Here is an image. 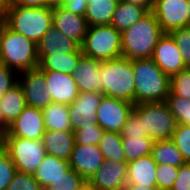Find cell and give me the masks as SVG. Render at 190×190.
Wrapping results in <instances>:
<instances>
[{
  "instance_id": "cell-1",
  "label": "cell",
  "mask_w": 190,
  "mask_h": 190,
  "mask_svg": "<svg viewBox=\"0 0 190 190\" xmlns=\"http://www.w3.org/2000/svg\"><path fill=\"white\" fill-rule=\"evenodd\" d=\"M135 79V104L165 102L170 94L171 77L151 58L131 60Z\"/></svg>"
},
{
  "instance_id": "cell-2",
  "label": "cell",
  "mask_w": 190,
  "mask_h": 190,
  "mask_svg": "<svg viewBox=\"0 0 190 190\" xmlns=\"http://www.w3.org/2000/svg\"><path fill=\"white\" fill-rule=\"evenodd\" d=\"M163 34L153 11H148L133 26L121 33L122 56L130 60L151 58Z\"/></svg>"
},
{
  "instance_id": "cell-3",
  "label": "cell",
  "mask_w": 190,
  "mask_h": 190,
  "mask_svg": "<svg viewBox=\"0 0 190 190\" xmlns=\"http://www.w3.org/2000/svg\"><path fill=\"white\" fill-rule=\"evenodd\" d=\"M0 63L18 73L38 68L37 44L7 25L0 27Z\"/></svg>"
},
{
  "instance_id": "cell-4",
  "label": "cell",
  "mask_w": 190,
  "mask_h": 190,
  "mask_svg": "<svg viewBox=\"0 0 190 190\" xmlns=\"http://www.w3.org/2000/svg\"><path fill=\"white\" fill-rule=\"evenodd\" d=\"M53 7L9 5L7 26L36 44L52 27Z\"/></svg>"
},
{
  "instance_id": "cell-5",
  "label": "cell",
  "mask_w": 190,
  "mask_h": 190,
  "mask_svg": "<svg viewBox=\"0 0 190 190\" xmlns=\"http://www.w3.org/2000/svg\"><path fill=\"white\" fill-rule=\"evenodd\" d=\"M104 96L129 101L135 104V79L132 62L118 57L101 62Z\"/></svg>"
},
{
  "instance_id": "cell-6",
  "label": "cell",
  "mask_w": 190,
  "mask_h": 190,
  "mask_svg": "<svg viewBox=\"0 0 190 190\" xmlns=\"http://www.w3.org/2000/svg\"><path fill=\"white\" fill-rule=\"evenodd\" d=\"M80 47L83 55L101 62L121 57V32L111 24L89 26Z\"/></svg>"
},
{
  "instance_id": "cell-7",
  "label": "cell",
  "mask_w": 190,
  "mask_h": 190,
  "mask_svg": "<svg viewBox=\"0 0 190 190\" xmlns=\"http://www.w3.org/2000/svg\"><path fill=\"white\" fill-rule=\"evenodd\" d=\"M132 112L142 122L144 131L154 142L172 137L177 122L166 102L135 104Z\"/></svg>"
},
{
  "instance_id": "cell-8",
  "label": "cell",
  "mask_w": 190,
  "mask_h": 190,
  "mask_svg": "<svg viewBox=\"0 0 190 190\" xmlns=\"http://www.w3.org/2000/svg\"><path fill=\"white\" fill-rule=\"evenodd\" d=\"M0 145L9 154L18 172L32 175L46 154L43 139L0 137Z\"/></svg>"
},
{
  "instance_id": "cell-9",
  "label": "cell",
  "mask_w": 190,
  "mask_h": 190,
  "mask_svg": "<svg viewBox=\"0 0 190 190\" xmlns=\"http://www.w3.org/2000/svg\"><path fill=\"white\" fill-rule=\"evenodd\" d=\"M134 105L129 101L103 96L97 108V124L104 131L120 133Z\"/></svg>"
},
{
  "instance_id": "cell-10",
  "label": "cell",
  "mask_w": 190,
  "mask_h": 190,
  "mask_svg": "<svg viewBox=\"0 0 190 190\" xmlns=\"http://www.w3.org/2000/svg\"><path fill=\"white\" fill-rule=\"evenodd\" d=\"M18 83L23 90L27 106L43 110L53 102L51 93L47 91L44 72L39 67L20 72Z\"/></svg>"
},
{
  "instance_id": "cell-11",
  "label": "cell",
  "mask_w": 190,
  "mask_h": 190,
  "mask_svg": "<svg viewBox=\"0 0 190 190\" xmlns=\"http://www.w3.org/2000/svg\"><path fill=\"white\" fill-rule=\"evenodd\" d=\"M45 122L42 109L27 106L0 137H20L29 140L43 139Z\"/></svg>"
},
{
  "instance_id": "cell-12",
  "label": "cell",
  "mask_w": 190,
  "mask_h": 190,
  "mask_svg": "<svg viewBox=\"0 0 190 190\" xmlns=\"http://www.w3.org/2000/svg\"><path fill=\"white\" fill-rule=\"evenodd\" d=\"M188 0H154L153 13L164 33L189 26Z\"/></svg>"
},
{
  "instance_id": "cell-13",
  "label": "cell",
  "mask_w": 190,
  "mask_h": 190,
  "mask_svg": "<svg viewBox=\"0 0 190 190\" xmlns=\"http://www.w3.org/2000/svg\"><path fill=\"white\" fill-rule=\"evenodd\" d=\"M103 96L99 92H82L68 105L73 132L97 124V108Z\"/></svg>"
},
{
  "instance_id": "cell-14",
  "label": "cell",
  "mask_w": 190,
  "mask_h": 190,
  "mask_svg": "<svg viewBox=\"0 0 190 190\" xmlns=\"http://www.w3.org/2000/svg\"><path fill=\"white\" fill-rule=\"evenodd\" d=\"M151 59L170 77L187 68L175 40L169 33H164L159 38Z\"/></svg>"
},
{
  "instance_id": "cell-15",
  "label": "cell",
  "mask_w": 190,
  "mask_h": 190,
  "mask_svg": "<svg viewBox=\"0 0 190 190\" xmlns=\"http://www.w3.org/2000/svg\"><path fill=\"white\" fill-rule=\"evenodd\" d=\"M100 68L101 61L83 54L80 56L72 74L79 93L99 92L104 95L103 75Z\"/></svg>"
},
{
  "instance_id": "cell-16",
  "label": "cell",
  "mask_w": 190,
  "mask_h": 190,
  "mask_svg": "<svg viewBox=\"0 0 190 190\" xmlns=\"http://www.w3.org/2000/svg\"><path fill=\"white\" fill-rule=\"evenodd\" d=\"M128 163L105 161L88 181L95 190H121L125 188Z\"/></svg>"
},
{
  "instance_id": "cell-17",
  "label": "cell",
  "mask_w": 190,
  "mask_h": 190,
  "mask_svg": "<svg viewBox=\"0 0 190 190\" xmlns=\"http://www.w3.org/2000/svg\"><path fill=\"white\" fill-rule=\"evenodd\" d=\"M105 162L98 145L74 144L69 159L71 169H74L86 181H89L100 166Z\"/></svg>"
},
{
  "instance_id": "cell-18",
  "label": "cell",
  "mask_w": 190,
  "mask_h": 190,
  "mask_svg": "<svg viewBox=\"0 0 190 190\" xmlns=\"http://www.w3.org/2000/svg\"><path fill=\"white\" fill-rule=\"evenodd\" d=\"M54 103L71 104L79 95L74 77L57 71H43Z\"/></svg>"
},
{
  "instance_id": "cell-19",
  "label": "cell",
  "mask_w": 190,
  "mask_h": 190,
  "mask_svg": "<svg viewBox=\"0 0 190 190\" xmlns=\"http://www.w3.org/2000/svg\"><path fill=\"white\" fill-rule=\"evenodd\" d=\"M52 26L76 41L80 46L89 27L84 16L68 12L60 6L53 7Z\"/></svg>"
},
{
  "instance_id": "cell-20",
  "label": "cell",
  "mask_w": 190,
  "mask_h": 190,
  "mask_svg": "<svg viewBox=\"0 0 190 190\" xmlns=\"http://www.w3.org/2000/svg\"><path fill=\"white\" fill-rule=\"evenodd\" d=\"M80 48L76 41L52 26L37 43L38 60L40 63L46 56L75 53Z\"/></svg>"
},
{
  "instance_id": "cell-21",
  "label": "cell",
  "mask_w": 190,
  "mask_h": 190,
  "mask_svg": "<svg viewBox=\"0 0 190 190\" xmlns=\"http://www.w3.org/2000/svg\"><path fill=\"white\" fill-rule=\"evenodd\" d=\"M157 163L150 154L128 162L126 184H140L147 187H157Z\"/></svg>"
},
{
  "instance_id": "cell-22",
  "label": "cell",
  "mask_w": 190,
  "mask_h": 190,
  "mask_svg": "<svg viewBox=\"0 0 190 190\" xmlns=\"http://www.w3.org/2000/svg\"><path fill=\"white\" fill-rule=\"evenodd\" d=\"M43 143L47 154L69 161L75 144L74 132L45 130Z\"/></svg>"
},
{
  "instance_id": "cell-23",
  "label": "cell",
  "mask_w": 190,
  "mask_h": 190,
  "mask_svg": "<svg viewBox=\"0 0 190 190\" xmlns=\"http://www.w3.org/2000/svg\"><path fill=\"white\" fill-rule=\"evenodd\" d=\"M70 169L69 161L46 153L33 176L42 189L45 190L52 182L63 177Z\"/></svg>"
},
{
  "instance_id": "cell-24",
  "label": "cell",
  "mask_w": 190,
  "mask_h": 190,
  "mask_svg": "<svg viewBox=\"0 0 190 190\" xmlns=\"http://www.w3.org/2000/svg\"><path fill=\"white\" fill-rule=\"evenodd\" d=\"M1 107L4 118V131L27 107L23 90L19 83L9 89L1 98Z\"/></svg>"
},
{
  "instance_id": "cell-25",
  "label": "cell",
  "mask_w": 190,
  "mask_h": 190,
  "mask_svg": "<svg viewBox=\"0 0 190 190\" xmlns=\"http://www.w3.org/2000/svg\"><path fill=\"white\" fill-rule=\"evenodd\" d=\"M148 12L146 8L120 0L113 13L111 25L121 33L133 26Z\"/></svg>"
},
{
  "instance_id": "cell-26",
  "label": "cell",
  "mask_w": 190,
  "mask_h": 190,
  "mask_svg": "<svg viewBox=\"0 0 190 190\" xmlns=\"http://www.w3.org/2000/svg\"><path fill=\"white\" fill-rule=\"evenodd\" d=\"M88 2L84 17L88 26L110 24L113 13L120 0H86Z\"/></svg>"
},
{
  "instance_id": "cell-27",
  "label": "cell",
  "mask_w": 190,
  "mask_h": 190,
  "mask_svg": "<svg viewBox=\"0 0 190 190\" xmlns=\"http://www.w3.org/2000/svg\"><path fill=\"white\" fill-rule=\"evenodd\" d=\"M42 112L46 130L73 131L67 104L52 102Z\"/></svg>"
},
{
  "instance_id": "cell-28",
  "label": "cell",
  "mask_w": 190,
  "mask_h": 190,
  "mask_svg": "<svg viewBox=\"0 0 190 190\" xmlns=\"http://www.w3.org/2000/svg\"><path fill=\"white\" fill-rule=\"evenodd\" d=\"M82 55L81 48L75 53L54 54L46 56L40 63L39 68L42 71H57L72 75L76 69V64Z\"/></svg>"
},
{
  "instance_id": "cell-29",
  "label": "cell",
  "mask_w": 190,
  "mask_h": 190,
  "mask_svg": "<svg viewBox=\"0 0 190 190\" xmlns=\"http://www.w3.org/2000/svg\"><path fill=\"white\" fill-rule=\"evenodd\" d=\"M150 155L157 164L179 167L185 163L181 152L170 139L155 141Z\"/></svg>"
},
{
  "instance_id": "cell-30",
  "label": "cell",
  "mask_w": 190,
  "mask_h": 190,
  "mask_svg": "<svg viewBox=\"0 0 190 190\" xmlns=\"http://www.w3.org/2000/svg\"><path fill=\"white\" fill-rule=\"evenodd\" d=\"M126 162L151 154L154 141L148 136H122Z\"/></svg>"
},
{
  "instance_id": "cell-31",
  "label": "cell",
  "mask_w": 190,
  "mask_h": 190,
  "mask_svg": "<svg viewBox=\"0 0 190 190\" xmlns=\"http://www.w3.org/2000/svg\"><path fill=\"white\" fill-rule=\"evenodd\" d=\"M98 146L105 161L114 160L118 162H126L122 136L119 132L104 131Z\"/></svg>"
},
{
  "instance_id": "cell-32",
  "label": "cell",
  "mask_w": 190,
  "mask_h": 190,
  "mask_svg": "<svg viewBox=\"0 0 190 190\" xmlns=\"http://www.w3.org/2000/svg\"><path fill=\"white\" fill-rule=\"evenodd\" d=\"M165 102L174 115L177 124L190 125V99L175 96L170 92Z\"/></svg>"
},
{
  "instance_id": "cell-33",
  "label": "cell",
  "mask_w": 190,
  "mask_h": 190,
  "mask_svg": "<svg viewBox=\"0 0 190 190\" xmlns=\"http://www.w3.org/2000/svg\"><path fill=\"white\" fill-rule=\"evenodd\" d=\"M170 140L176 145L185 162H190V125L177 124Z\"/></svg>"
},
{
  "instance_id": "cell-34",
  "label": "cell",
  "mask_w": 190,
  "mask_h": 190,
  "mask_svg": "<svg viewBox=\"0 0 190 190\" xmlns=\"http://www.w3.org/2000/svg\"><path fill=\"white\" fill-rule=\"evenodd\" d=\"M170 92L178 97L190 99V67L171 77Z\"/></svg>"
},
{
  "instance_id": "cell-35",
  "label": "cell",
  "mask_w": 190,
  "mask_h": 190,
  "mask_svg": "<svg viewBox=\"0 0 190 190\" xmlns=\"http://www.w3.org/2000/svg\"><path fill=\"white\" fill-rule=\"evenodd\" d=\"M169 34L175 40L186 67H190V25L173 29Z\"/></svg>"
},
{
  "instance_id": "cell-36",
  "label": "cell",
  "mask_w": 190,
  "mask_h": 190,
  "mask_svg": "<svg viewBox=\"0 0 190 190\" xmlns=\"http://www.w3.org/2000/svg\"><path fill=\"white\" fill-rule=\"evenodd\" d=\"M86 180L74 169H70L63 177L52 182L45 190H77Z\"/></svg>"
},
{
  "instance_id": "cell-37",
  "label": "cell",
  "mask_w": 190,
  "mask_h": 190,
  "mask_svg": "<svg viewBox=\"0 0 190 190\" xmlns=\"http://www.w3.org/2000/svg\"><path fill=\"white\" fill-rule=\"evenodd\" d=\"M104 134V130L98 125L88 126L74 132L75 144L80 145H99Z\"/></svg>"
},
{
  "instance_id": "cell-38",
  "label": "cell",
  "mask_w": 190,
  "mask_h": 190,
  "mask_svg": "<svg viewBox=\"0 0 190 190\" xmlns=\"http://www.w3.org/2000/svg\"><path fill=\"white\" fill-rule=\"evenodd\" d=\"M16 172L12 159L0 145V190L7 189Z\"/></svg>"
},
{
  "instance_id": "cell-39",
  "label": "cell",
  "mask_w": 190,
  "mask_h": 190,
  "mask_svg": "<svg viewBox=\"0 0 190 190\" xmlns=\"http://www.w3.org/2000/svg\"><path fill=\"white\" fill-rule=\"evenodd\" d=\"M178 175V167L157 164L156 180L159 190H171Z\"/></svg>"
},
{
  "instance_id": "cell-40",
  "label": "cell",
  "mask_w": 190,
  "mask_h": 190,
  "mask_svg": "<svg viewBox=\"0 0 190 190\" xmlns=\"http://www.w3.org/2000/svg\"><path fill=\"white\" fill-rule=\"evenodd\" d=\"M6 190H43L32 174L16 172Z\"/></svg>"
},
{
  "instance_id": "cell-41",
  "label": "cell",
  "mask_w": 190,
  "mask_h": 190,
  "mask_svg": "<svg viewBox=\"0 0 190 190\" xmlns=\"http://www.w3.org/2000/svg\"><path fill=\"white\" fill-rule=\"evenodd\" d=\"M19 73L0 63V98L18 83Z\"/></svg>"
},
{
  "instance_id": "cell-42",
  "label": "cell",
  "mask_w": 190,
  "mask_h": 190,
  "mask_svg": "<svg viewBox=\"0 0 190 190\" xmlns=\"http://www.w3.org/2000/svg\"><path fill=\"white\" fill-rule=\"evenodd\" d=\"M121 136H148L146 131H144L142 122L139 118L131 112L128 116L125 125L122 127L120 132Z\"/></svg>"
},
{
  "instance_id": "cell-43",
  "label": "cell",
  "mask_w": 190,
  "mask_h": 190,
  "mask_svg": "<svg viewBox=\"0 0 190 190\" xmlns=\"http://www.w3.org/2000/svg\"><path fill=\"white\" fill-rule=\"evenodd\" d=\"M171 190H190V164L188 162L178 167V175Z\"/></svg>"
},
{
  "instance_id": "cell-44",
  "label": "cell",
  "mask_w": 190,
  "mask_h": 190,
  "mask_svg": "<svg viewBox=\"0 0 190 190\" xmlns=\"http://www.w3.org/2000/svg\"><path fill=\"white\" fill-rule=\"evenodd\" d=\"M87 5L88 2L86 0H64L60 7L73 14L84 16Z\"/></svg>"
},
{
  "instance_id": "cell-45",
  "label": "cell",
  "mask_w": 190,
  "mask_h": 190,
  "mask_svg": "<svg viewBox=\"0 0 190 190\" xmlns=\"http://www.w3.org/2000/svg\"><path fill=\"white\" fill-rule=\"evenodd\" d=\"M10 5H22L27 7H47V0H10Z\"/></svg>"
},
{
  "instance_id": "cell-46",
  "label": "cell",
  "mask_w": 190,
  "mask_h": 190,
  "mask_svg": "<svg viewBox=\"0 0 190 190\" xmlns=\"http://www.w3.org/2000/svg\"><path fill=\"white\" fill-rule=\"evenodd\" d=\"M10 0H0V27L7 24Z\"/></svg>"
},
{
  "instance_id": "cell-47",
  "label": "cell",
  "mask_w": 190,
  "mask_h": 190,
  "mask_svg": "<svg viewBox=\"0 0 190 190\" xmlns=\"http://www.w3.org/2000/svg\"><path fill=\"white\" fill-rule=\"evenodd\" d=\"M131 4H137L139 6H142L143 8H146L148 11L153 9L154 6V0H122Z\"/></svg>"
},
{
  "instance_id": "cell-48",
  "label": "cell",
  "mask_w": 190,
  "mask_h": 190,
  "mask_svg": "<svg viewBox=\"0 0 190 190\" xmlns=\"http://www.w3.org/2000/svg\"><path fill=\"white\" fill-rule=\"evenodd\" d=\"M126 190H159L157 187H147L140 184H126Z\"/></svg>"
},
{
  "instance_id": "cell-49",
  "label": "cell",
  "mask_w": 190,
  "mask_h": 190,
  "mask_svg": "<svg viewBox=\"0 0 190 190\" xmlns=\"http://www.w3.org/2000/svg\"><path fill=\"white\" fill-rule=\"evenodd\" d=\"M64 0H47V7L60 6Z\"/></svg>"
},
{
  "instance_id": "cell-50",
  "label": "cell",
  "mask_w": 190,
  "mask_h": 190,
  "mask_svg": "<svg viewBox=\"0 0 190 190\" xmlns=\"http://www.w3.org/2000/svg\"><path fill=\"white\" fill-rule=\"evenodd\" d=\"M4 132V118H3V112L1 107V101H0V134Z\"/></svg>"
},
{
  "instance_id": "cell-51",
  "label": "cell",
  "mask_w": 190,
  "mask_h": 190,
  "mask_svg": "<svg viewBox=\"0 0 190 190\" xmlns=\"http://www.w3.org/2000/svg\"><path fill=\"white\" fill-rule=\"evenodd\" d=\"M77 190H95L94 187L86 181L79 189Z\"/></svg>"
},
{
  "instance_id": "cell-52",
  "label": "cell",
  "mask_w": 190,
  "mask_h": 190,
  "mask_svg": "<svg viewBox=\"0 0 190 190\" xmlns=\"http://www.w3.org/2000/svg\"><path fill=\"white\" fill-rule=\"evenodd\" d=\"M188 7H189L188 13H189V25H190V0H188Z\"/></svg>"
}]
</instances>
